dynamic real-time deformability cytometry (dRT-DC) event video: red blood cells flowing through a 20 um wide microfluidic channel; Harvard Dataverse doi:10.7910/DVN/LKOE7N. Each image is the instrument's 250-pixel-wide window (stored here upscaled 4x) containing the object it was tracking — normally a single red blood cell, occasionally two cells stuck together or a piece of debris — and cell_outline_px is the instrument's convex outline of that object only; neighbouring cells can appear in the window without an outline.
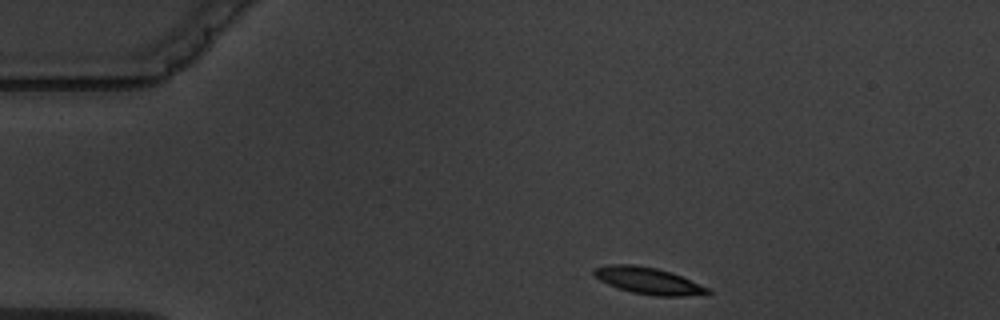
{"species": "common noctule bat (a hibernating species)", "species_latin": "Nyctalus noctula", "temperature_condition": "warm", "stored_images_in_passage": 3, "camera_frame_rate_fps": 3000, "um_per_image_px": 0.085, "animal": {"sex": "male", "body_mass_g": 19.5, "forearm_length_mm": 54.6}, "frame": {"image": 1, "passage_image": 1, "time_ms": 0.0, "image_size_px": [1000, 320], "cell_outline_px": [[712, 292], [684, 296], [656, 296], [632, 292], [616, 288], [600, 280], [592, 272], [592, 268], [608, 264], [632, 264], [656, 268], [672, 272], [708, 288]], "centroid_in_image_um": [55.04, 23.85], "position_along_channel_um": 30.0, "area_um2": 17.57}}